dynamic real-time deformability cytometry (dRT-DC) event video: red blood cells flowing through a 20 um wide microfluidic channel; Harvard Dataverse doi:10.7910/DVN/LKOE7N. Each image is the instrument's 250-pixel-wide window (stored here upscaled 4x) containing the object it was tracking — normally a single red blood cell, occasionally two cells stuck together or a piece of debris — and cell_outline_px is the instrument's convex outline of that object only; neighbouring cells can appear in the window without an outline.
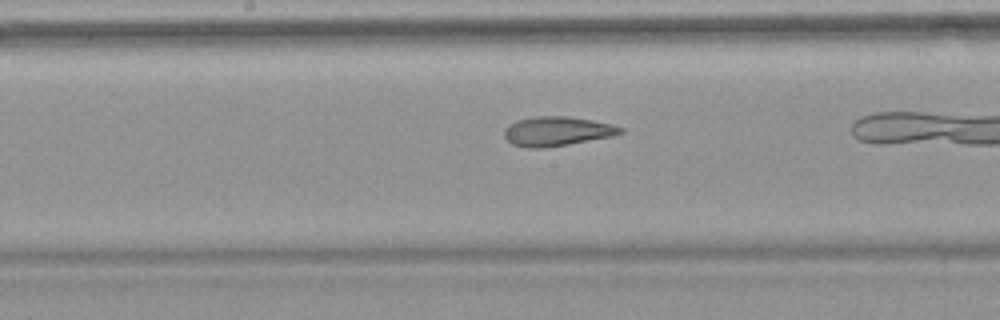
{"species": "common noctule bat (a hibernating species)", "species_latin": "Nyctalus noctula", "temperature_condition": "warm", "stored_images_in_passage": 26, "camera_frame_rate_fps": 3000, "um_per_image_px": 0.085, "animal": {"sex": "female", "body_mass_g": 18.4}, "frame": {"image": 1, "passage_image": 12, "time_ms": 3.667, "image_size_px": [1000, 320], "cell_outline_px": [[624, 132], [612, 136], [568, 144], [544, 148], [528, 148], [512, 144], [504, 136], [504, 128], [508, 124], [516, 120], [536, 116], [568, 116], [592, 120], [612, 124], [624, 128]], "centroid_in_image_um": [47.33, 11.15], "position_along_channel_um": 200.9, "area_um2": 19.94}}
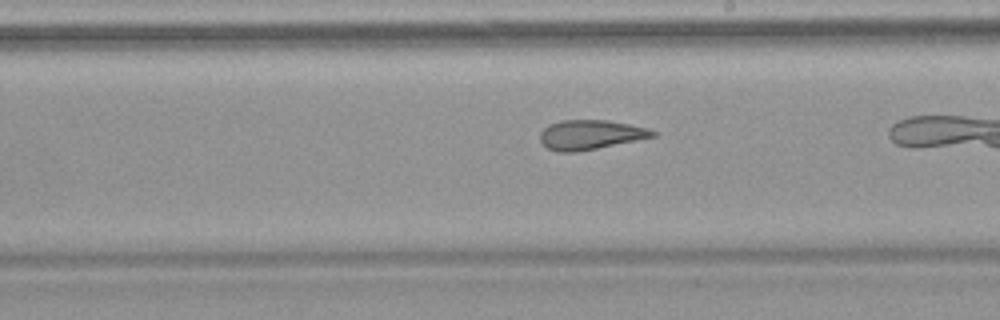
{"frame": {"image": 2, "passage_image": 15, "time_ms": 4.667, "image_size_px": [1000, 320], "cell_outline_px": [[656, 136], [576, 152], [560, 152], [548, 148], [540, 140], [540, 132], [548, 124], [560, 120], [604, 120], [628, 124], [648, 128], [656, 132]], "centroid_in_image_um": [50.15, 11.44], "position_along_channel_um": 238.8, "area_um2": 19.13}}